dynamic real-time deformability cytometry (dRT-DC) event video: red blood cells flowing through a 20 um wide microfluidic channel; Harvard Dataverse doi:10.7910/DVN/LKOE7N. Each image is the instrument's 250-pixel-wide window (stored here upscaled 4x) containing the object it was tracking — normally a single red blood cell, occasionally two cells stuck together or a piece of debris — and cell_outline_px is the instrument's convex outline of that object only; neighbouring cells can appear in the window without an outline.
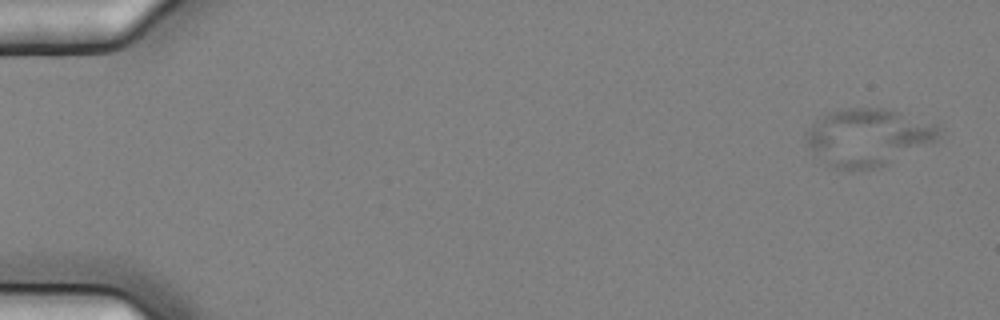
{"species": "common noctule bat (a hibernating species)", "species_latin": "Nyctalus noctula", "temperature_condition": "cold", "stored_images_in_passage": 5, "camera_frame_rate_fps": 3000, "um_per_image_px": 0.085, "animal": {"sex": "female", "body_mass_g": 25.1}, "frame": {"image": 1, "passage_image": 1, "time_ms": 0.0, "image_size_px": [1000, 320], "cell_outline_px": [[940, 128], [936, 140], [880, 168], [832, 168], [816, 156], [808, 144], [804, 132], [824, 112], [844, 108], [884, 108], [900, 112], [936, 124]], "centroid_in_image_um": [73.73, 11.64], "position_along_channel_um": 11.3, "area_um2": 44.04}}